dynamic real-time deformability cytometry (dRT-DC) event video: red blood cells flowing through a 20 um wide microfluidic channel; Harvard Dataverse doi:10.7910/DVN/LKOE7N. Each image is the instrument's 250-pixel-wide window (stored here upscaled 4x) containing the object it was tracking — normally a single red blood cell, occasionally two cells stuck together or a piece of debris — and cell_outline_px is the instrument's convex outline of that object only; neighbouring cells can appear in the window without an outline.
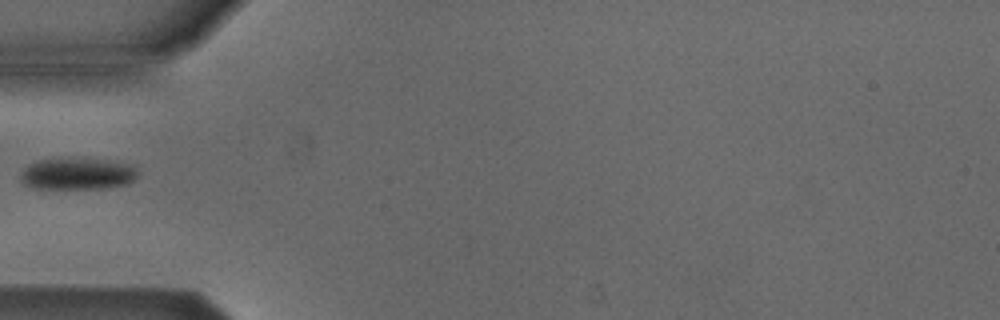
{"species": "Egyptian fruit bat (a non-hibernating species)", "species_latin": "Rousettus aegyptiacus", "temperature_condition": "cold", "stored_images_in_passage": 32, "camera_frame_rate_fps": 3000, "um_per_image_px": 0.085, "animal": {"sex": "male"}, "frame": {"image": 1, "passage_image": 1, "time_ms": 0.0, "image_size_px": [1000, 320], "cell_outline_px": [[140, 176], [128, 184], [104, 188], [32, 188], [24, 184], [20, 180], [20, 176], [24, 168], [28, 164], [36, 160], [68, 156], [104, 160], [132, 164], [140, 172]], "centroid_in_image_um": [6.59, 14.74], "position_along_channel_um": 78.4, "area_um2": 22.43}}
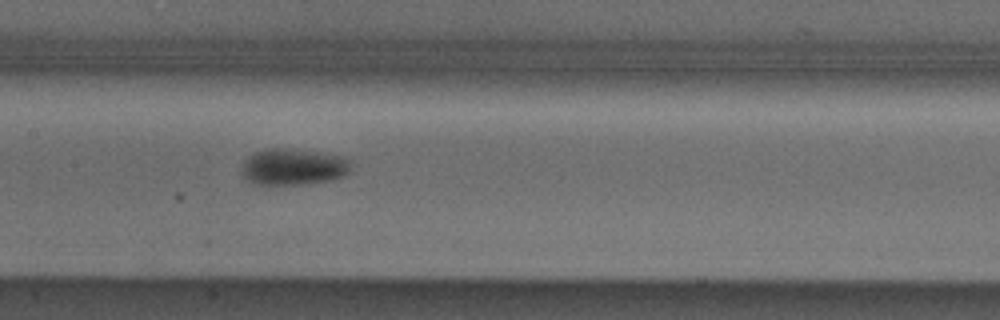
{"frame": {"image": 2, "passage_image": 9, "time_ms": 2.667, "image_size_px": [1000, 320], "cell_outline_px": [[348, 172], [340, 176], [328, 180], [296, 184], [252, 184], [244, 180], [240, 176], [240, 168], [244, 160], [248, 156], [256, 152], [268, 148], [280, 148], [316, 152], [344, 156], [348, 160]], "centroid_in_image_um": [24.79, 14.18], "position_along_channel_um": 182.6, "area_um2": 22.95}}
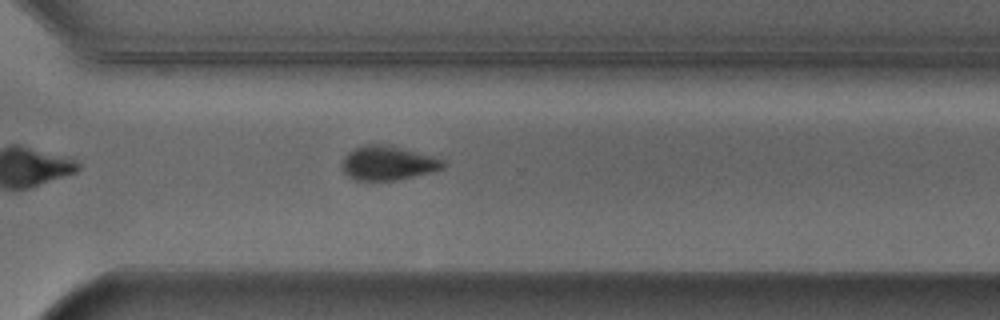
{"frame": {"image": 3, "passage_image": 21, "time_ms": 6.667, "image_size_px": [1000, 320], "cell_outline_px": [[444, 168], [432, 172], [396, 180], [352, 180], [344, 172], [344, 156], [348, 152], [356, 148], [368, 144], [380, 144], [416, 152], [432, 156], [444, 160]], "centroid_in_image_um": [32.97, 13.88], "position_along_channel_um": 337.6, "area_um2": 19.65}}